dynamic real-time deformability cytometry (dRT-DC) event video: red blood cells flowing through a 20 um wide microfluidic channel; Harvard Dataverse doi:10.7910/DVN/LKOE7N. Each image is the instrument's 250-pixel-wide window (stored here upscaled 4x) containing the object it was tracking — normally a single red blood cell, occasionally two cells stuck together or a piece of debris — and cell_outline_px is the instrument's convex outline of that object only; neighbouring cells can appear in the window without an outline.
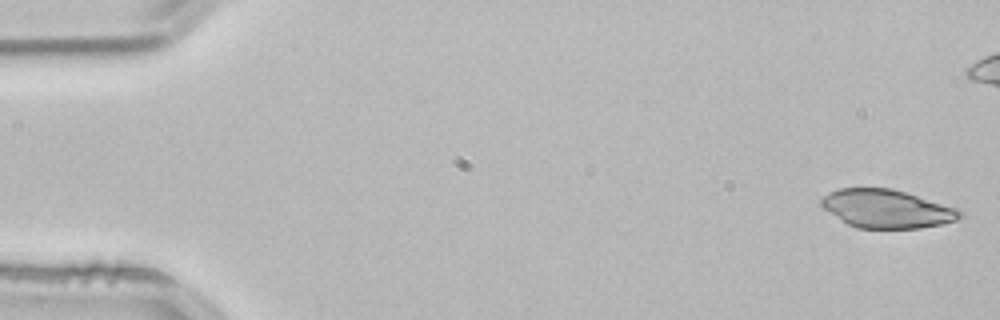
{"species": "common noctule bat (a hibernating species)", "species_latin": "Nyctalus noctula", "temperature_condition": "room temperature", "stored_images_in_passage": 53, "camera_frame_rate_fps": 3000, "um_per_image_px": 0.085, "animal": {"sex": "male", "body_mass_g": 21.5, "forearm_length_mm": 52.0}, "frame": {"image": 1, "passage_image": 1, "time_ms": 0.0, "image_size_px": [1000, 320], "cell_outline_px": [[964, 216], [956, 220], [940, 224], [920, 228], [856, 228], [848, 224], [824, 208], [820, 204], [820, 196], [828, 192], [840, 188], [892, 188], [960, 208], [964, 212]], "centroid_in_image_um": [75.4, 17.73], "position_along_channel_um": 9.6, "area_um2": 31.15}}